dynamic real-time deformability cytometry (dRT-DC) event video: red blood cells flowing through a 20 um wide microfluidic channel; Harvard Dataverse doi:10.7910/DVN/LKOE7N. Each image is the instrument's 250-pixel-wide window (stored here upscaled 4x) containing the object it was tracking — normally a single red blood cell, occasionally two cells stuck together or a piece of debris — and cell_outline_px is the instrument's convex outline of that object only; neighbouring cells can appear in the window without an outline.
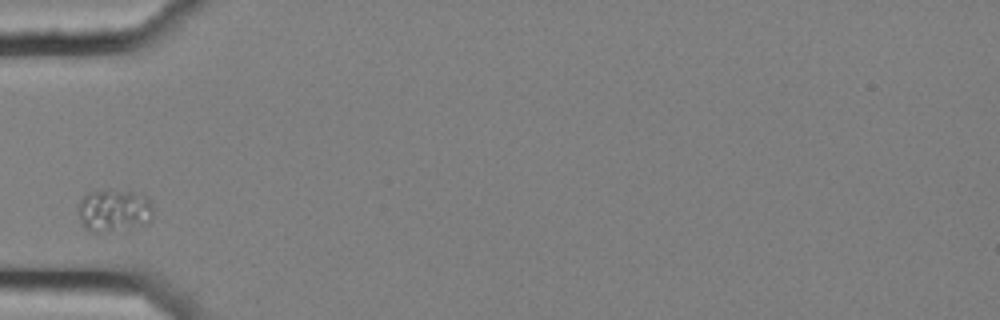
{"species": "common noctule bat (a hibernating species)", "species_latin": "Nyctalus noctula", "temperature_condition": "cold", "stored_images_in_passage": 10, "camera_frame_rate_fps": 3000, "um_per_image_px": 0.085, "animal": {"sex": "female", "body_mass_g": 25.1}, "frame": {"image": 1, "passage_image": 1, "time_ms": 0.0, "image_size_px": [1000, 320], "cell_outline_px": [[152, 216], [148, 220], [96, 232], [88, 228], [80, 220], [80, 200], [88, 192], [132, 192], [148, 200], [152, 208]], "centroid_in_image_um": [9.63, 17.85], "position_along_channel_um": 75.4, "area_um2": 16.53}}
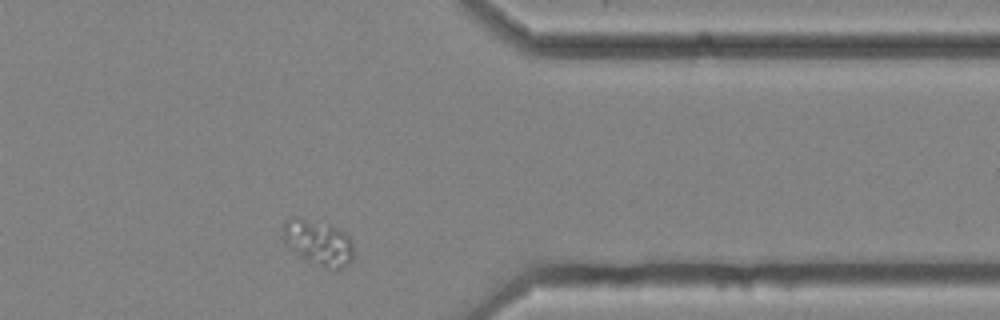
{"frame": {"image": 2, "passage_image": 9, "time_ms": 2.667, "image_size_px": [1000, 320], "cell_outline_px": [[352, 260], [344, 268], [336, 268], [320, 264], [308, 260], [284, 244], [280, 236], [284, 224], [292, 216], [300, 216], [332, 228], [348, 236], [352, 240]], "centroid_in_image_um": [26.98, 20.59], "position_along_channel_um": 384.4, "area_um2": 17.98}}